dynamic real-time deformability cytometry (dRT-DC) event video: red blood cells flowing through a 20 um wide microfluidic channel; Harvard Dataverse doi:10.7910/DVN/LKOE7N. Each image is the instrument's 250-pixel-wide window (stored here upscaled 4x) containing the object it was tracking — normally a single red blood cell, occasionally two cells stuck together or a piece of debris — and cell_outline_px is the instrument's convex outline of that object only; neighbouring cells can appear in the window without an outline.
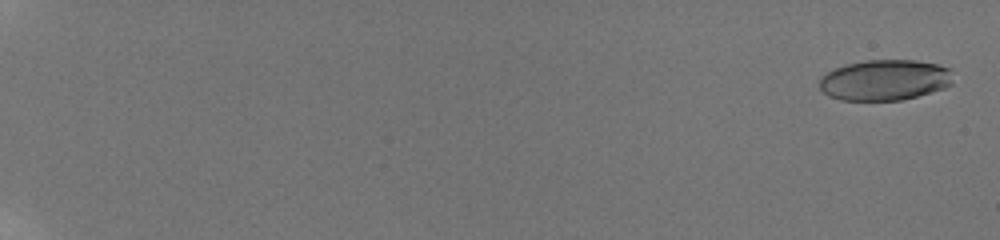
{"species": "human", "species_latin": "Homo sapiens", "temperature_condition": "room temperature", "stored_images_in_passage": 33, "camera_frame_rate_fps": 3000, "um_per_image_px": 0.085, "donor": {"sex": "male"}, "frame": {"image": 1, "passage_image": 2, "time_ms": 0.333, "image_size_px": [1000, 240], "cell_outline_px": [[952, 84], [944, 88], [916, 96], [900, 100], [840, 100], [828, 96], [820, 88], [820, 76], [836, 68], [848, 64], [864, 60], [916, 60], [936, 64], [948, 68]], "centroid_in_image_um": [75.17, 6.8], "position_along_channel_um": 9.8, "area_um2": 31.44}}
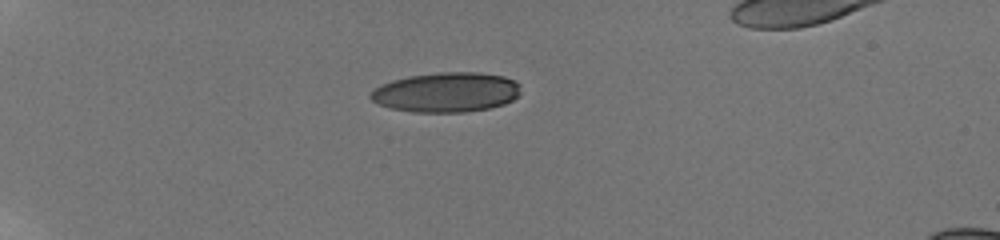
{"frame": {"image": 2, "passage_image": 15, "time_ms": 6.333, "image_size_px": [1000, 240], "cell_outline_px": [[520, 92], [512, 100], [504, 104], [488, 108], [464, 112], [412, 112], [392, 108], [380, 104], [372, 100], [368, 96], [380, 84], [392, 80], [408, 76], [440, 72], [480, 72], [504, 76], [516, 80], [520, 84]], "centroid_in_image_um": [37.96, 7.83], "position_along_channel_um": 47.0, "area_um2": 34.85}}
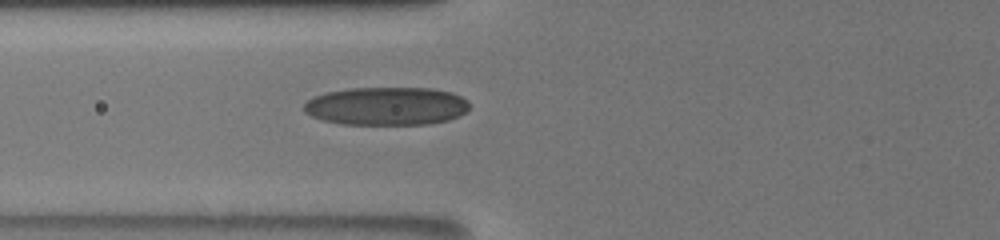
{"frame": {"image": 3, "passage_image": 20, "time_ms": 9.0, "image_size_px": [1000, 240], "cell_outline_px": [[468, 108], [464, 112], [448, 120], [428, 124], [340, 124], [320, 120], [304, 112], [304, 104], [312, 96], [328, 92], [348, 88], [432, 88], [452, 92], [468, 100]], "centroid_in_image_um": [32.81, 9.01], "position_along_channel_um": 93.0, "area_um2": 36.93}}